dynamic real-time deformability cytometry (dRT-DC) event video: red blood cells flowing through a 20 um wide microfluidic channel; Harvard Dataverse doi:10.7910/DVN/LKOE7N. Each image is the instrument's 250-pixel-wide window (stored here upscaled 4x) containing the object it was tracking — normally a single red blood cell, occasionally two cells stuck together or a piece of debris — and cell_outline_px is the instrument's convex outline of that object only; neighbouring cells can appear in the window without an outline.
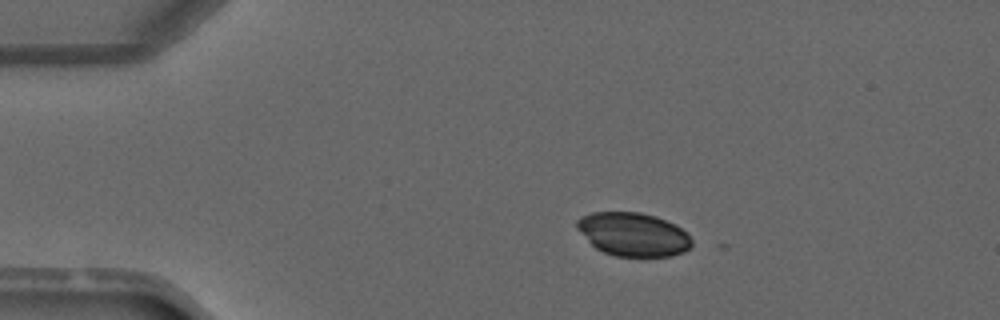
{"species": "common noctule bat (a hibernating species)", "species_latin": "Nyctalus noctula", "temperature_condition": "warm", "stored_images_in_passage": 3, "camera_frame_rate_fps": 3000, "um_per_image_px": 0.085, "animal": {"sex": "male", "forearm_length_mm": 52.5}, "frame": {"image": 1, "passage_image": 2, "time_ms": 2.0, "image_size_px": [1000, 320], "cell_outline_px": [[692, 244], [684, 252], [672, 256], [616, 256], [604, 252], [596, 248], [576, 228], [576, 220], [580, 216], [592, 212], [640, 212], [656, 216], [676, 224], [688, 232], [692, 240]], "centroid_in_image_um": [53.84, 19.9], "position_along_channel_um": 31.2, "area_um2": 29.3}}